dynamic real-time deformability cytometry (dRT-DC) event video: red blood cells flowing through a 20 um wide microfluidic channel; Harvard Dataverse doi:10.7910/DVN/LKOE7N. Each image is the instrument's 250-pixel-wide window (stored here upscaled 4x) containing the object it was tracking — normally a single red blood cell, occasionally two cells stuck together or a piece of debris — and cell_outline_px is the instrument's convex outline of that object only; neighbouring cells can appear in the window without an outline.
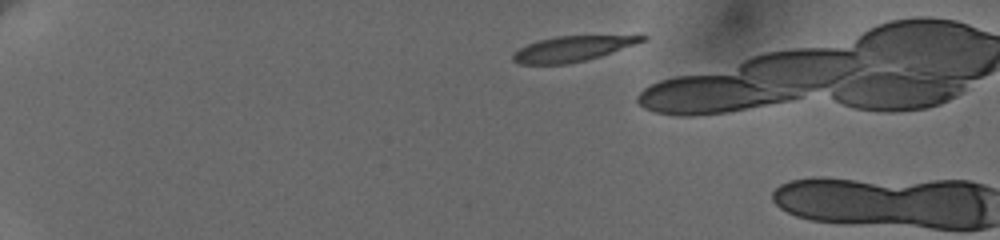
{"species": "human", "species_latin": "Homo sapiens", "temperature_condition": "cold", "stored_images_in_passage": 10, "camera_frame_rate_fps": 3000, "um_per_image_px": 0.085, "donor": {"sex": "female"}, "frame": {"image": 1, "passage_image": 7, "time_ms": 2.0, "image_size_px": [1000, 240], "cell_outline_px": [[648, 40], [600, 56], [584, 60], [564, 64], [520, 64], [512, 60], [512, 52], [528, 44], [540, 40], [556, 36], [640, 32], [644, 32], [648, 36]], "centroid_in_image_um": [48.88, 4.06], "position_along_channel_um": 36.1, "area_um2": 20.11}}